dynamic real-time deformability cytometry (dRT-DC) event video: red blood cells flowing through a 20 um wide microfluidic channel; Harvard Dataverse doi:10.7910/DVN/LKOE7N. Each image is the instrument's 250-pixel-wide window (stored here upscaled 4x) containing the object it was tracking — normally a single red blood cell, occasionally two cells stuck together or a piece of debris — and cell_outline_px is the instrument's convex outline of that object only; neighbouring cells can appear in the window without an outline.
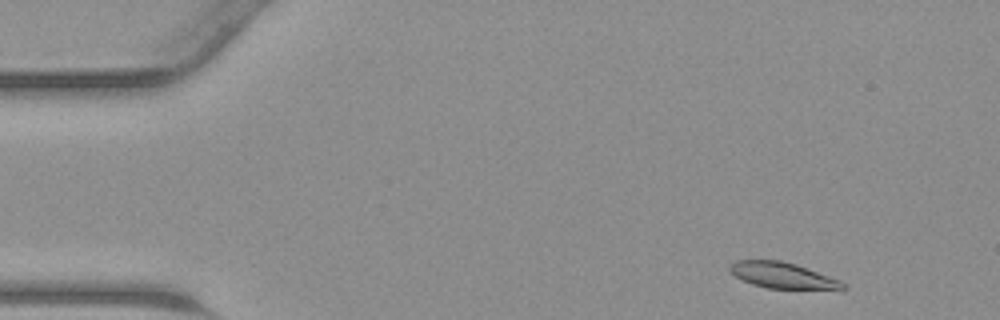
{"species": "common noctule bat (a hibernating species)", "species_latin": "Nyctalus noctula", "temperature_condition": "warm", "stored_images_in_passage": 43, "camera_frame_rate_fps": 3000, "um_per_image_px": 0.085, "animal": {"sex": "male", "body_mass_g": 23.1, "forearm_length_mm": 52.7}, "frame": {"image": 1, "passage_image": 2, "time_ms": 0.333, "image_size_px": [1000, 320], "cell_outline_px": [[848, 288], [768, 288], [752, 284], [736, 276], [728, 268], [736, 260], [780, 260], [796, 264], [840, 280]], "centroid_in_image_um": [66.48, 23.38], "position_along_channel_um": 18.5, "area_um2": 16.53}}
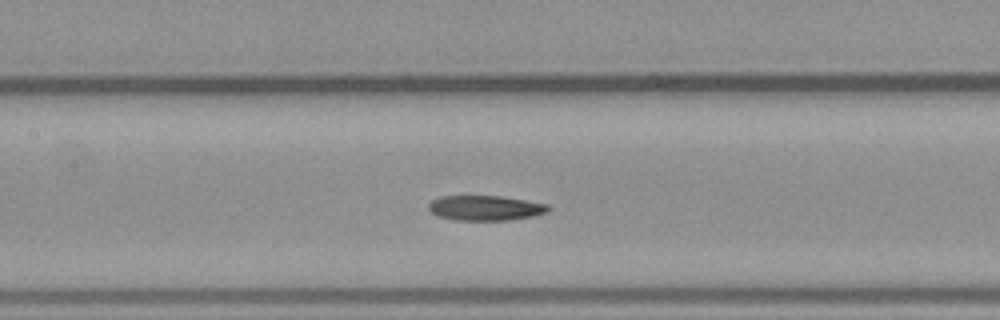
{"frame": {"image": 2, "passage_image": 18, "time_ms": 5.667, "image_size_px": [1000, 320], "cell_outline_px": [[552, 208], [548, 212], [532, 216], [508, 220], [456, 220], [436, 216], [428, 208], [428, 204], [432, 200], [440, 196], [500, 196], [528, 200], [548, 204]], "centroid_in_image_um": [41.27, 17.67], "position_along_channel_um": 166.1, "area_um2": 17.57}}
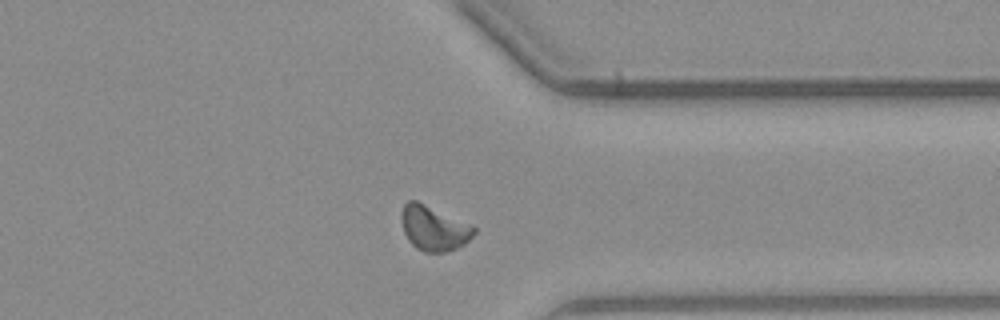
{"frame": {"image": 3, "passage_image": 32, "time_ms": 10.333, "image_size_px": [1000, 320], "cell_outline_px": [[476, 232], [464, 244], [456, 248], [444, 252], [424, 252], [416, 248], [408, 240], [404, 232], [400, 216], [404, 204], [408, 200], [416, 200], [476, 228]], "centroid_in_image_um": [36.83, 19.41], "position_along_channel_um": 374.6, "area_um2": 18.55}}